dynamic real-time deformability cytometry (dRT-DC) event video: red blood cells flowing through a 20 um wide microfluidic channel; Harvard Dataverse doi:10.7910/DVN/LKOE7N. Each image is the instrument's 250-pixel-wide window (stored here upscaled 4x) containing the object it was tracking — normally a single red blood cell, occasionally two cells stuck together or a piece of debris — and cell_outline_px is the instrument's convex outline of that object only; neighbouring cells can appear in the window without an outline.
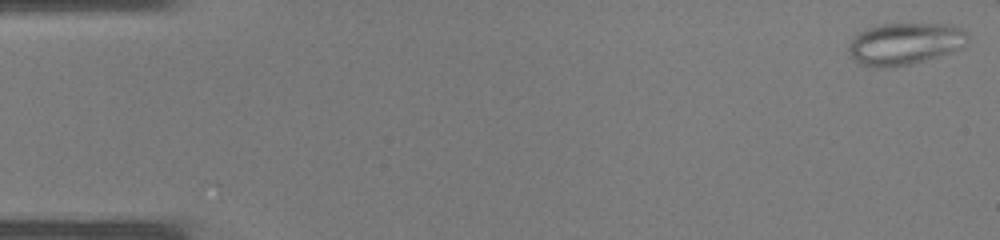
{"species": "common noctule bat (a hibernating species)", "species_latin": "Nyctalus noctula", "temperature_condition": "warm", "stored_images_in_passage": 33, "camera_frame_rate_fps": 3000, "um_per_image_px": 0.085, "animal": {"sex": "male", "body_mass_g": 19.0, "forearm_length_mm": 50.8}, "frame": {"image": 1, "passage_image": 1, "time_ms": 0.0, "image_size_px": [1000, 240], "cell_outline_px": [[968, 36], [964, 44], [960, 48], [924, 60], [908, 64], [880, 68], [872, 68], [860, 64], [848, 52], [848, 44], [852, 36], [868, 28], [880, 24], [952, 24], [968, 32]], "centroid_in_image_um": [76.86, 3.7], "position_along_channel_um": 8.1, "area_um2": 28.9}}
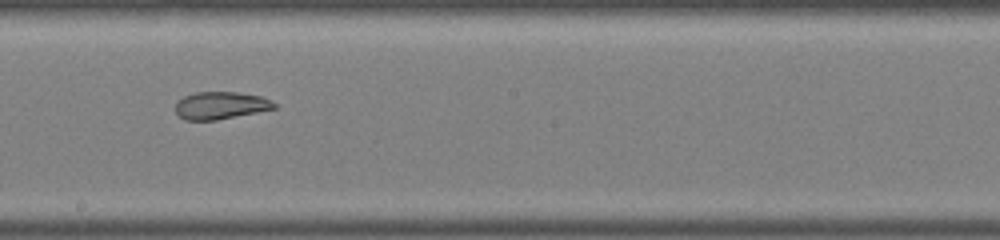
{"frame": {"image": 2, "passage_image": 21, "time_ms": 6.667, "image_size_px": [1000, 240], "cell_outline_px": [[276, 108], [216, 120], [184, 120], [176, 112], [176, 100], [184, 96], [196, 92], [236, 92], [260, 96], [272, 100], [276, 104]], "centroid_in_image_um": [18.73, 8.96], "position_along_channel_um": 229.5, "area_um2": 15.72}}
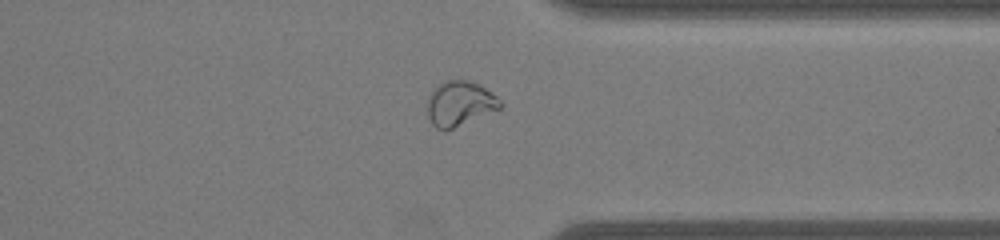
{"frame": {"image": 3, "passage_image": 29, "time_ms": 9.333, "image_size_px": [1000, 240], "cell_outline_px": [[504, 104], [500, 108], [444, 132], [436, 128], [432, 124], [428, 116], [428, 100], [432, 92], [444, 80], [468, 80], [480, 84], [492, 92]], "centroid_in_image_um": [39.09, 8.8], "position_along_channel_um": 372.3, "area_um2": 18.9}}